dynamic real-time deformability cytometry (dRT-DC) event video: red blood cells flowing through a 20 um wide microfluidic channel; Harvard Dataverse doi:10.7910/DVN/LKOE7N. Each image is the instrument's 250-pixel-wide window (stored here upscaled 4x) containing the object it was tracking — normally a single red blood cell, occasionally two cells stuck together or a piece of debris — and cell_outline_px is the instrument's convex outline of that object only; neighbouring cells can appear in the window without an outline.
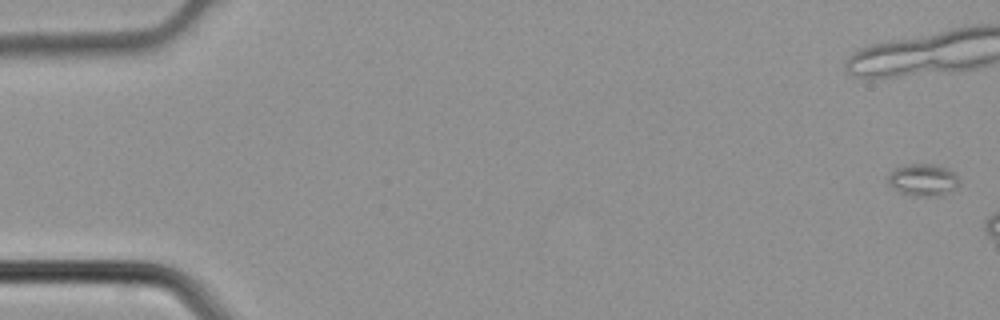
{"species": "common noctule bat (a hibernating species)", "species_latin": "Nyctalus noctula", "temperature_condition": "cold", "stored_images_in_passage": 4, "camera_frame_rate_fps": 3000, "um_per_image_px": 0.085, "animal": {"sex": "male", "body_mass_g": 21.5, "forearm_length_mm": 52.0}, "frame": {"image": 1, "passage_image": 1, "time_ms": 0.0, "image_size_px": [1000, 320], "cell_outline_px": [[960, 184], [956, 188], [944, 196], [912, 196], [900, 192], [892, 188], [888, 184], [888, 176], [896, 168], [904, 164], [932, 164], [948, 168], [960, 180]], "centroid_in_image_um": [78.48, 15.31], "position_along_channel_um": 6.5, "area_um2": 13.53}}